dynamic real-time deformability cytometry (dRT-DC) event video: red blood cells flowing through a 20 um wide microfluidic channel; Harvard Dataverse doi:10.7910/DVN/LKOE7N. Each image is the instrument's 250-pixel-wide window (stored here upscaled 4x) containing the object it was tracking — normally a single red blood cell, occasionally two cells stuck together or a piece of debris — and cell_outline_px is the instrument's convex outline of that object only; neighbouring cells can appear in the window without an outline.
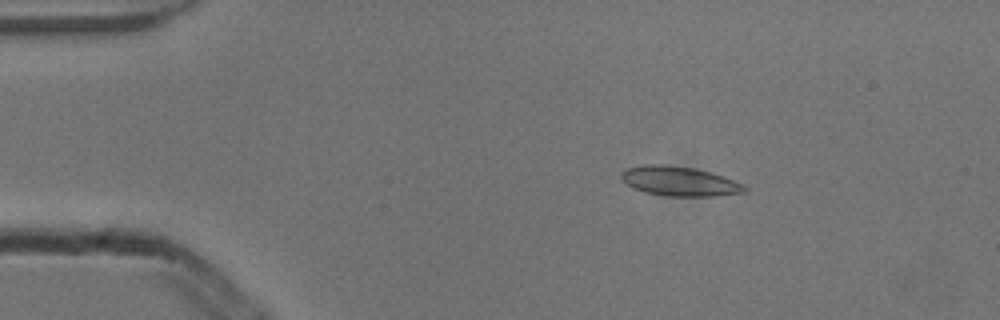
{"species": "common noctule bat (a hibernating species)", "species_latin": "Nyctalus noctula", "temperature_condition": "cold", "stored_images_in_passage": 5, "camera_frame_rate_fps": 3000, "um_per_image_px": 0.085, "animal": {"sex": "male", "body_mass_g": 13.3}, "frame": {"image": 1, "passage_image": 2, "time_ms": 0.333, "image_size_px": [1000, 320], "cell_outline_px": [[748, 192], [712, 196], [668, 196], [644, 192], [632, 188], [624, 184], [620, 176], [620, 172], [628, 168], [644, 164], [664, 164], [692, 168], [708, 172], [744, 184], [748, 188]], "centroid_in_image_um": [57.7, 15.41], "position_along_channel_um": 27.3, "area_um2": 21.21}}